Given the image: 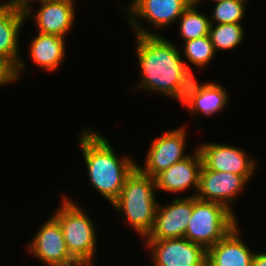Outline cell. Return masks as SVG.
<instances>
[{"mask_svg": "<svg viewBox=\"0 0 266 266\" xmlns=\"http://www.w3.org/2000/svg\"><path fill=\"white\" fill-rule=\"evenodd\" d=\"M134 36L141 77L132 88L163 94L181 104L196 76L185 64L179 45L162 35Z\"/></svg>", "mask_w": 266, "mask_h": 266, "instance_id": "obj_1", "label": "cell"}, {"mask_svg": "<svg viewBox=\"0 0 266 266\" xmlns=\"http://www.w3.org/2000/svg\"><path fill=\"white\" fill-rule=\"evenodd\" d=\"M78 136L90 185L112 204L126 178L136 168L137 161L130 155L119 156L99 130L84 128Z\"/></svg>", "mask_w": 266, "mask_h": 266, "instance_id": "obj_2", "label": "cell"}, {"mask_svg": "<svg viewBox=\"0 0 266 266\" xmlns=\"http://www.w3.org/2000/svg\"><path fill=\"white\" fill-rule=\"evenodd\" d=\"M155 179L144 175L137 168L126 178L118 198L111 204L138 238L151 232L158 202Z\"/></svg>", "mask_w": 266, "mask_h": 266, "instance_id": "obj_3", "label": "cell"}, {"mask_svg": "<svg viewBox=\"0 0 266 266\" xmlns=\"http://www.w3.org/2000/svg\"><path fill=\"white\" fill-rule=\"evenodd\" d=\"M68 197L62 195L61 204L52 216L61 226L70 256L75 261H95L98 237L94 221L79 203Z\"/></svg>", "mask_w": 266, "mask_h": 266, "instance_id": "obj_4", "label": "cell"}, {"mask_svg": "<svg viewBox=\"0 0 266 266\" xmlns=\"http://www.w3.org/2000/svg\"><path fill=\"white\" fill-rule=\"evenodd\" d=\"M238 220L225 206L193 196L192 216L184 238L207 250L240 224Z\"/></svg>", "mask_w": 266, "mask_h": 266, "instance_id": "obj_5", "label": "cell"}, {"mask_svg": "<svg viewBox=\"0 0 266 266\" xmlns=\"http://www.w3.org/2000/svg\"><path fill=\"white\" fill-rule=\"evenodd\" d=\"M192 2L193 0H131L128 6L121 5V8L125 9L122 12L134 35H160L159 31L176 23ZM142 19L152 25L155 32L145 28Z\"/></svg>", "mask_w": 266, "mask_h": 266, "instance_id": "obj_6", "label": "cell"}, {"mask_svg": "<svg viewBox=\"0 0 266 266\" xmlns=\"http://www.w3.org/2000/svg\"><path fill=\"white\" fill-rule=\"evenodd\" d=\"M187 130L186 126H181L156 136L149 144L144 166L136 163V168L144 175L154 178L161 171L189 157L191 153L185 152Z\"/></svg>", "mask_w": 266, "mask_h": 266, "instance_id": "obj_7", "label": "cell"}, {"mask_svg": "<svg viewBox=\"0 0 266 266\" xmlns=\"http://www.w3.org/2000/svg\"><path fill=\"white\" fill-rule=\"evenodd\" d=\"M196 146L206 169L235 173L241 175L248 183L255 176L258 162L242 148L220 142H202Z\"/></svg>", "mask_w": 266, "mask_h": 266, "instance_id": "obj_8", "label": "cell"}, {"mask_svg": "<svg viewBox=\"0 0 266 266\" xmlns=\"http://www.w3.org/2000/svg\"><path fill=\"white\" fill-rule=\"evenodd\" d=\"M153 266H206L207 250L186 238L144 240Z\"/></svg>", "mask_w": 266, "mask_h": 266, "instance_id": "obj_9", "label": "cell"}, {"mask_svg": "<svg viewBox=\"0 0 266 266\" xmlns=\"http://www.w3.org/2000/svg\"><path fill=\"white\" fill-rule=\"evenodd\" d=\"M246 185L248 182L241 175L209 170L202 166L195 197L202 201L219 203L237 217L233 205Z\"/></svg>", "mask_w": 266, "mask_h": 266, "instance_id": "obj_10", "label": "cell"}, {"mask_svg": "<svg viewBox=\"0 0 266 266\" xmlns=\"http://www.w3.org/2000/svg\"><path fill=\"white\" fill-rule=\"evenodd\" d=\"M38 2L40 4L36 10L32 4L24 11L26 20L30 17L33 18L38 33L66 38L72 27L75 26V0H42Z\"/></svg>", "mask_w": 266, "mask_h": 266, "instance_id": "obj_11", "label": "cell"}, {"mask_svg": "<svg viewBox=\"0 0 266 266\" xmlns=\"http://www.w3.org/2000/svg\"><path fill=\"white\" fill-rule=\"evenodd\" d=\"M33 236L26 248L33 258L46 266H65L75 262L67 250L61 226L52 215Z\"/></svg>", "mask_w": 266, "mask_h": 266, "instance_id": "obj_12", "label": "cell"}, {"mask_svg": "<svg viewBox=\"0 0 266 266\" xmlns=\"http://www.w3.org/2000/svg\"><path fill=\"white\" fill-rule=\"evenodd\" d=\"M170 203H158L151 232L143 240L183 238L193 209V196L176 197Z\"/></svg>", "mask_w": 266, "mask_h": 266, "instance_id": "obj_13", "label": "cell"}, {"mask_svg": "<svg viewBox=\"0 0 266 266\" xmlns=\"http://www.w3.org/2000/svg\"><path fill=\"white\" fill-rule=\"evenodd\" d=\"M202 166L203 160L200 151L195 146L189 157L173 164L154 177L156 190L177 194L184 193V191L186 192L191 188L193 189L192 192H194L187 196H195L199 186Z\"/></svg>", "mask_w": 266, "mask_h": 266, "instance_id": "obj_14", "label": "cell"}, {"mask_svg": "<svg viewBox=\"0 0 266 266\" xmlns=\"http://www.w3.org/2000/svg\"><path fill=\"white\" fill-rule=\"evenodd\" d=\"M227 88L214 81L201 82L195 79L186 91L181 105L190 112L191 116L204 114L206 116L220 114L229 104L230 93ZM216 113V114H215Z\"/></svg>", "mask_w": 266, "mask_h": 266, "instance_id": "obj_15", "label": "cell"}, {"mask_svg": "<svg viewBox=\"0 0 266 266\" xmlns=\"http://www.w3.org/2000/svg\"><path fill=\"white\" fill-rule=\"evenodd\" d=\"M25 22L24 11L0 4V56L16 67L18 82L27 64L19 47L20 32Z\"/></svg>", "mask_w": 266, "mask_h": 266, "instance_id": "obj_16", "label": "cell"}, {"mask_svg": "<svg viewBox=\"0 0 266 266\" xmlns=\"http://www.w3.org/2000/svg\"><path fill=\"white\" fill-rule=\"evenodd\" d=\"M237 224L224 238L207 249L206 266H251L255 251L246 245Z\"/></svg>", "mask_w": 266, "mask_h": 266, "instance_id": "obj_17", "label": "cell"}, {"mask_svg": "<svg viewBox=\"0 0 266 266\" xmlns=\"http://www.w3.org/2000/svg\"><path fill=\"white\" fill-rule=\"evenodd\" d=\"M36 35L29 41V57L33 64L47 72H55L64 64L66 54V38L42 34Z\"/></svg>", "mask_w": 266, "mask_h": 266, "instance_id": "obj_18", "label": "cell"}, {"mask_svg": "<svg viewBox=\"0 0 266 266\" xmlns=\"http://www.w3.org/2000/svg\"><path fill=\"white\" fill-rule=\"evenodd\" d=\"M198 5L192 2L178 18L179 36L183 42L209 35V16L200 12Z\"/></svg>", "mask_w": 266, "mask_h": 266, "instance_id": "obj_19", "label": "cell"}, {"mask_svg": "<svg viewBox=\"0 0 266 266\" xmlns=\"http://www.w3.org/2000/svg\"><path fill=\"white\" fill-rule=\"evenodd\" d=\"M244 30L242 23L211 24L209 37L215 52L233 50L241 45L245 37Z\"/></svg>", "mask_w": 266, "mask_h": 266, "instance_id": "obj_20", "label": "cell"}, {"mask_svg": "<svg viewBox=\"0 0 266 266\" xmlns=\"http://www.w3.org/2000/svg\"><path fill=\"white\" fill-rule=\"evenodd\" d=\"M183 44L181 56L184 57L183 60L186 59L184 62L191 72L193 71L188 63L197 68H204V66L210 64L216 55L209 35L186 41ZM186 61L188 62L186 63Z\"/></svg>", "mask_w": 266, "mask_h": 266, "instance_id": "obj_21", "label": "cell"}, {"mask_svg": "<svg viewBox=\"0 0 266 266\" xmlns=\"http://www.w3.org/2000/svg\"><path fill=\"white\" fill-rule=\"evenodd\" d=\"M249 0H223L214 3L209 15L211 24L242 23Z\"/></svg>", "mask_w": 266, "mask_h": 266, "instance_id": "obj_22", "label": "cell"}, {"mask_svg": "<svg viewBox=\"0 0 266 266\" xmlns=\"http://www.w3.org/2000/svg\"><path fill=\"white\" fill-rule=\"evenodd\" d=\"M17 81L16 67L7 58L0 56V88L16 84Z\"/></svg>", "mask_w": 266, "mask_h": 266, "instance_id": "obj_23", "label": "cell"}, {"mask_svg": "<svg viewBox=\"0 0 266 266\" xmlns=\"http://www.w3.org/2000/svg\"><path fill=\"white\" fill-rule=\"evenodd\" d=\"M35 1L38 2L42 0H7L6 2H2L0 4L11 6L13 8L25 11L30 5L35 4Z\"/></svg>", "mask_w": 266, "mask_h": 266, "instance_id": "obj_24", "label": "cell"}, {"mask_svg": "<svg viewBox=\"0 0 266 266\" xmlns=\"http://www.w3.org/2000/svg\"><path fill=\"white\" fill-rule=\"evenodd\" d=\"M251 266H266V252H256Z\"/></svg>", "mask_w": 266, "mask_h": 266, "instance_id": "obj_25", "label": "cell"}, {"mask_svg": "<svg viewBox=\"0 0 266 266\" xmlns=\"http://www.w3.org/2000/svg\"><path fill=\"white\" fill-rule=\"evenodd\" d=\"M65 266H95V261H75Z\"/></svg>", "mask_w": 266, "mask_h": 266, "instance_id": "obj_26", "label": "cell"}, {"mask_svg": "<svg viewBox=\"0 0 266 266\" xmlns=\"http://www.w3.org/2000/svg\"><path fill=\"white\" fill-rule=\"evenodd\" d=\"M204 1H206V0H204ZM209 1H212V2H219V1H223V0H209ZM193 2L195 3V4H197V5H200V3H202L203 2V0H193Z\"/></svg>", "mask_w": 266, "mask_h": 266, "instance_id": "obj_27", "label": "cell"}]
</instances>
